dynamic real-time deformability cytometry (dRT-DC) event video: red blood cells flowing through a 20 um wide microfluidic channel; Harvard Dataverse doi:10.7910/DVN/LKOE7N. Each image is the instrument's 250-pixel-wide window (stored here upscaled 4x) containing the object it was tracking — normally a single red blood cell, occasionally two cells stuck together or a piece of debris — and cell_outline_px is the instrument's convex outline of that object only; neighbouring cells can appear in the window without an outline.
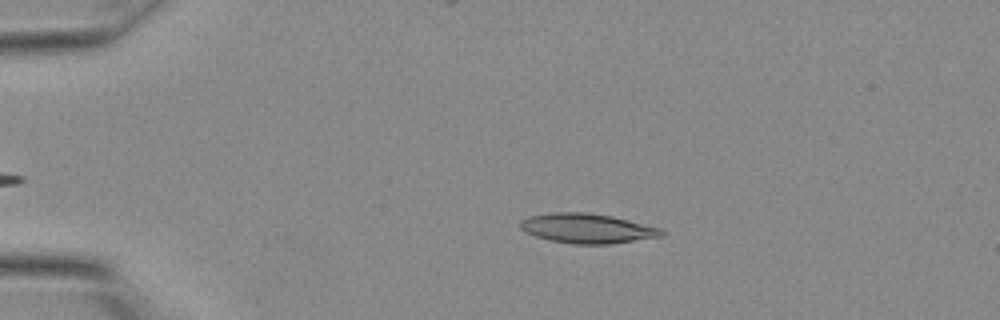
{"species": "Egyptian fruit bat (a non-hibernating species)", "species_latin": "Rousettus aegyptiacus", "temperature_condition": "warm", "stored_images_in_passage": 11, "camera_frame_rate_fps": 3000, "um_per_image_px": 0.085, "animal": {"sex": "female"}, "frame": {"image": 1, "passage_image": 1, "time_ms": 0.0, "image_size_px": [1000, 320], "cell_outline_px": [[664, 236], [612, 244], [572, 244], [552, 240], [536, 236], [520, 228], [520, 220], [528, 216], [552, 212], [588, 212], [612, 216], [660, 228], [664, 232]], "centroid_in_image_um": [49.92, 19.41], "position_along_channel_um": 35.1, "area_um2": 24.39}}
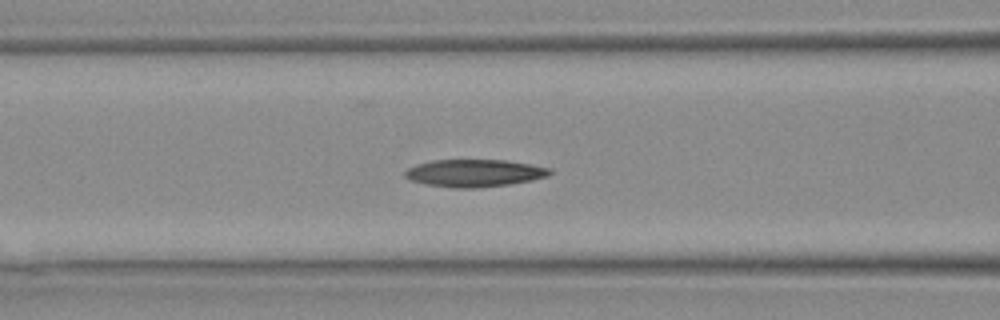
{"frame": {"image": 2, "passage_image": 7, "time_ms": 2.0, "image_size_px": [1000, 320], "cell_outline_px": [[552, 172], [548, 176], [532, 180], [508, 184], [476, 188], [452, 188], [424, 184], [408, 180], [404, 176], [404, 172], [408, 168], [416, 164], [432, 160], [504, 160], [552, 168]], "centroid_in_image_um": [40.28, 14.71], "position_along_channel_um": 126.3, "area_um2": 23.24}}
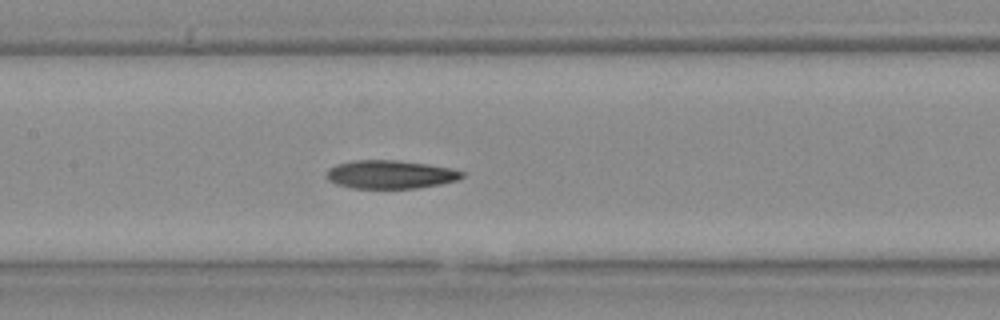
{"frame": {"image": 3, "passage_image": 9, "time_ms": 2.667, "image_size_px": [1000, 320], "cell_outline_px": [[464, 176], [456, 180], [440, 184], [416, 188], [352, 188], [336, 184], [328, 180], [324, 176], [328, 168], [336, 164], [356, 160], [396, 160], [428, 164], [448, 168], [464, 172]], "centroid_in_image_um": [33.12, 14.83], "position_along_channel_um": 174.3, "area_um2": 22.37}}